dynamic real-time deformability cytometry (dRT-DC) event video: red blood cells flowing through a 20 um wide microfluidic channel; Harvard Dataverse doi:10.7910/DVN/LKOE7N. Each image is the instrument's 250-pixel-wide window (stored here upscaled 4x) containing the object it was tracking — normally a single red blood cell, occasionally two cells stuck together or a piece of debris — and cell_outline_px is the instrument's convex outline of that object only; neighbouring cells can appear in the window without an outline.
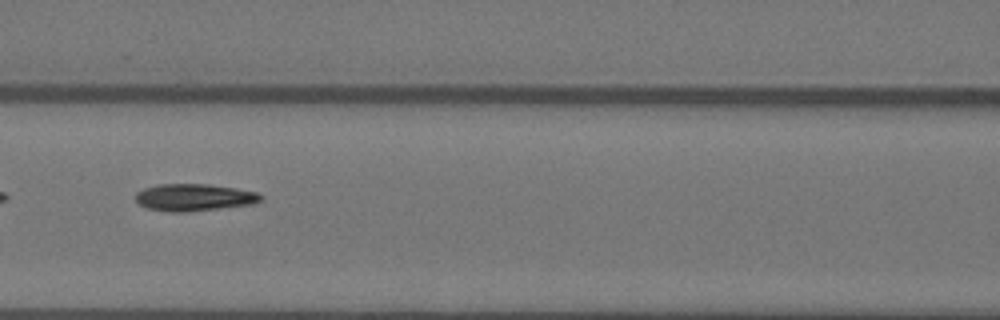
{"species": "Egyptian fruit bat (a non-hibernating species)", "species_latin": "Rousettus aegyptiacus", "temperature_condition": "warm", "stored_images_in_passage": 5, "camera_frame_rate_fps": 3000, "um_per_image_px": 0.085, "animal": {"sex": "female"}, "frame": {"image": 1, "passage_image": 5, "time_ms": 1.333, "image_size_px": [1000, 320], "cell_outline_px": [[264, 200], [256, 204], [184, 212], [172, 212], [148, 208], [140, 204], [136, 200], [136, 192], [144, 188], [160, 184], [208, 184], [236, 188], [256, 192], [264, 196]], "centroid_in_image_um": [16.56, 16.77], "position_along_channel_um": 150.0, "area_um2": 19.83}}